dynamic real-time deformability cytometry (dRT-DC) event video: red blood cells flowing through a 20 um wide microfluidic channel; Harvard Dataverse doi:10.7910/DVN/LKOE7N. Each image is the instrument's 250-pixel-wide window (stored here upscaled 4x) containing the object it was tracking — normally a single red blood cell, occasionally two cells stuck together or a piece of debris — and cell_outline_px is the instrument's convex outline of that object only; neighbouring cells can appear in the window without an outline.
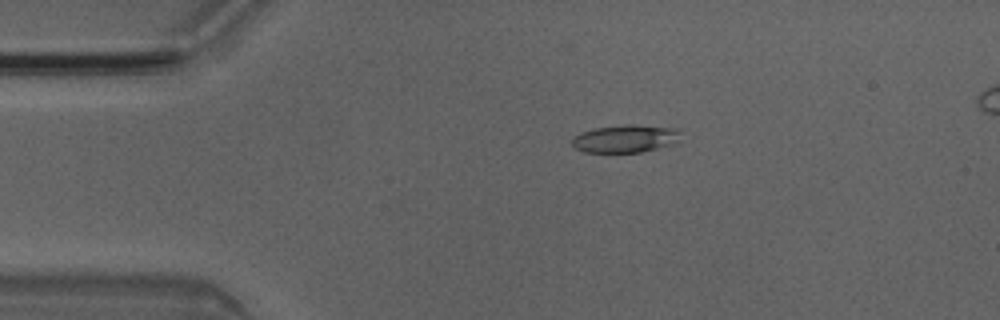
{"species": "Egyptian fruit bat (a non-hibernating species)", "species_latin": "Rousettus aegyptiacus", "temperature_condition": "room temperature", "stored_images_in_passage": 5, "camera_frame_rate_fps": 3000, "um_per_image_px": 0.085, "animal": {"sex": "male"}, "frame": {"image": 1, "passage_image": 3, "time_ms": 0.667, "image_size_px": [1000, 320], "cell_outline_px": [[680, 132], [672, 144], [640, 152], [584, 152], [572, 148], [572, 136], [580, 132], [596, 128], [624, 124], [636, 124], [680, 128]], "centroid_in_image_um": [53.09, 11.77], "position_along_channel_um": 31.9, "area_um2": 17.63}}